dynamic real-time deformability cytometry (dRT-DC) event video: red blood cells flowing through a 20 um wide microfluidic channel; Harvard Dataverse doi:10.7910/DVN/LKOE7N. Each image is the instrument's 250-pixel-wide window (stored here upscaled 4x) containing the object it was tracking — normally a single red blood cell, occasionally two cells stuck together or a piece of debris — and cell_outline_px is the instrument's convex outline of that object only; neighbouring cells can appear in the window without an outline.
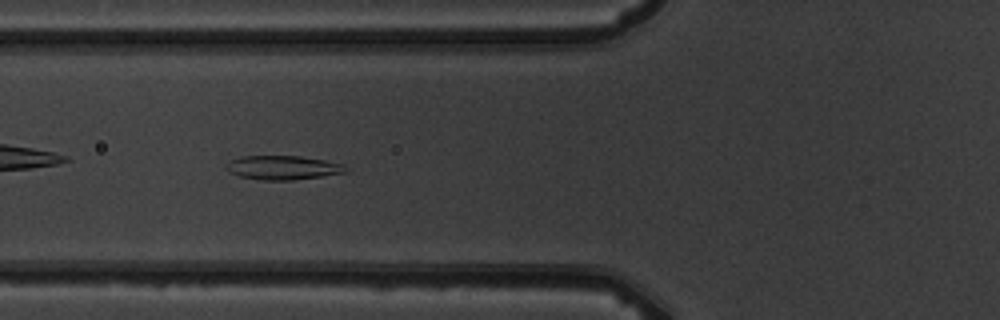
{"species": "common noctule bat (a hibernating species)", "species_latin": "Nyctalus noctula", "temperature_condition": "warm", "stored_images_in_passage": 9, "camera_frame_rate_fps": 3000, "um_per_image_px": 0.085, "animal": {"sex": "male", "body_mass_g": 19.5, "forearm_length_mm": 54.6}, "frame": {"image": 1, "passage_image": 7, "time_ms": 7.0, "image_size_px": [1000, 320], "cell_outline_px": [[348, 172], [296, 180], [260, 180], [240, 176], [228, 172], [224, 168], [224, 164], [228, 160], [240, 156], [300, 156], [324, 160], [344, 164], [348, 168]], "centroid_in_image_um": [24.0, 14.25], "position_along_channel_um": 101.8, "area_um2": 17.05}}
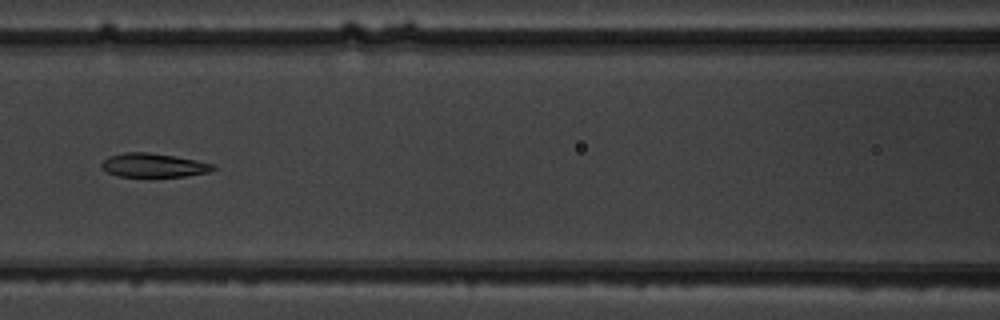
{"frame": {"image": 2, "passage_image": 8, "time_ms": 8.333, "image_size_px": [1000, 320], "cell_outline_px": [[216, 168], [208, 172], [184, 176], [116, 176], [108, 172], [100, 164], [108, 156], [124, 152], [148, 152], [196, 160], [216, 164]], "centroid_in_image_um": [13.05, 14.04], "position_along_channel_um": 153.5, "area_um2": 15.32}}
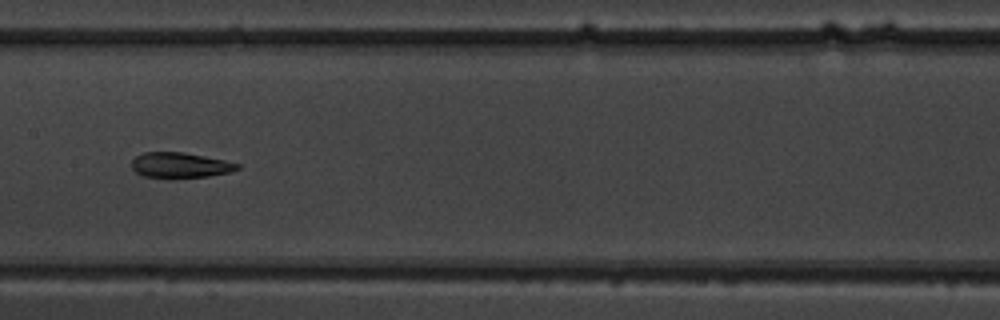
{"frame": {"image": 3, "passage_image": 9, "time_ms": 9.333, "image_size_px": [1000, 320], "cell_outline_px": [[240, 168], [232, 172], [208, 176], [144, 176], [136, 172], [132, 168], [132, 160], [136, 156], [144, 152], [184, 152], [224, 160], [240, 164]], "centroid_in_image_um": [15.34, 14.01], "position_along_channel_um": 192.1, "area_um2": 15.14}}